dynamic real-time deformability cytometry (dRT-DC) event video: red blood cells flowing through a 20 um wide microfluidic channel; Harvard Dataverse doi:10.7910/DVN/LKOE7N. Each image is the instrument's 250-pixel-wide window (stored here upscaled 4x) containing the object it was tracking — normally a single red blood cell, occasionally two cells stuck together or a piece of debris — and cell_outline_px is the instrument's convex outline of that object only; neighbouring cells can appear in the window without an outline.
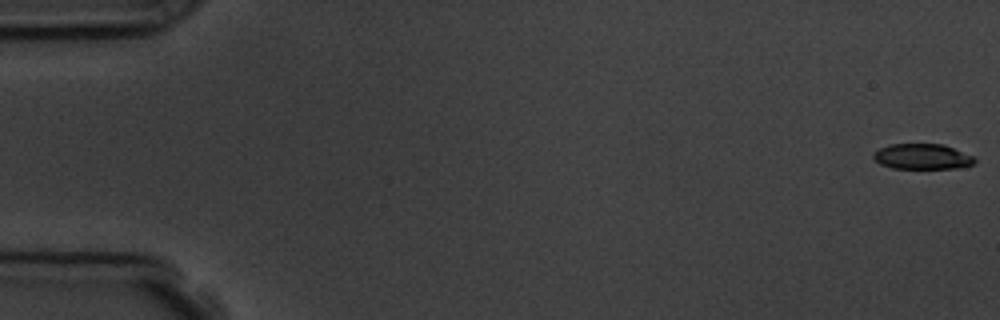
{"species": "common noctule bat (a hibernating species)", "species_latin": "Nyctalus noctula", "temperature_condition": "room temperature", "stored_images_in_passage": 4, "camera_frame_rate_fps": 3000, "um_per_image_px": 0.085, "animal": {"sex": "male", "body_mass_g": 19.5, "forearm_length_mm": 54.6}, "frame": {"image": 1, "passage_image": 1, "time_ms": 0.0, "image_size_px": [1000, 320], "cell_outline_px": [[976, 160], [972, 164], [956, 168], [892, 168], [880, 164], [872, 156], [872, 152], [888, 144], [944, 144], [976, 156]], "centroid_in_image_um": [78.4, 13.29], "position_along_channel_um": 6.6, "area_um2": 15.14}}